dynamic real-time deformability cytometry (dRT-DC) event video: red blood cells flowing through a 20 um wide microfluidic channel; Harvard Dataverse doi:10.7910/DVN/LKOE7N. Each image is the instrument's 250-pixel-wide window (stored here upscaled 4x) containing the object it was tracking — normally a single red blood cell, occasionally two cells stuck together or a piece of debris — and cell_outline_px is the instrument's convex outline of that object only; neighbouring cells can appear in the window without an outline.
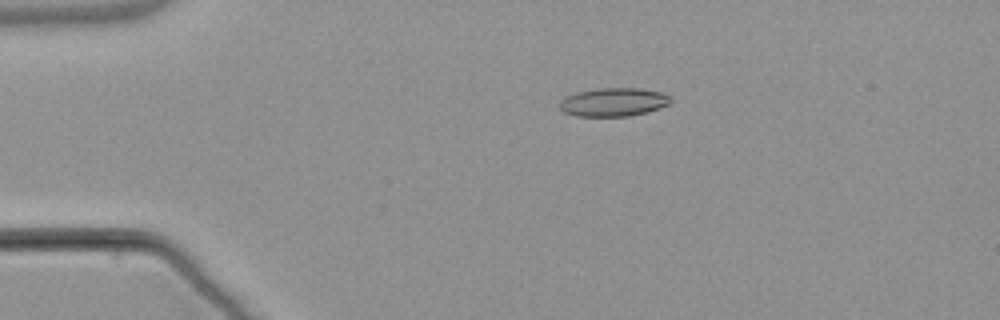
{"species": "common noctule bat (a hibernating species)", "species_latin": "Nyctalus noctula", "temperature_condition": "warm", "stored_images_in_passage": 55, "camera_frame_rate_fps": 3000, "um_per_image_px": 0.085, "animal": {"sex": "male", "body_mass_g": 21.5, "forearm_length_mm": 52.0}, "frame": {"image": 1, "passage_image": 12, "time_ms": 3.667, "image_size_px": [1000, 320], "cell_outline_px": [[672, 100], [668, 104], [660, 108], [628, 116], [576, 116], [564, 112], [560, 108], [560, 100], [564, 96], [576, 92], [596, 88], [636, 88], [660, 92], [668, 96]], "centroid_in_image_um": [52.09, 8.67], "position_along_channel_um": 32.9, "area_um2": 18.32}}
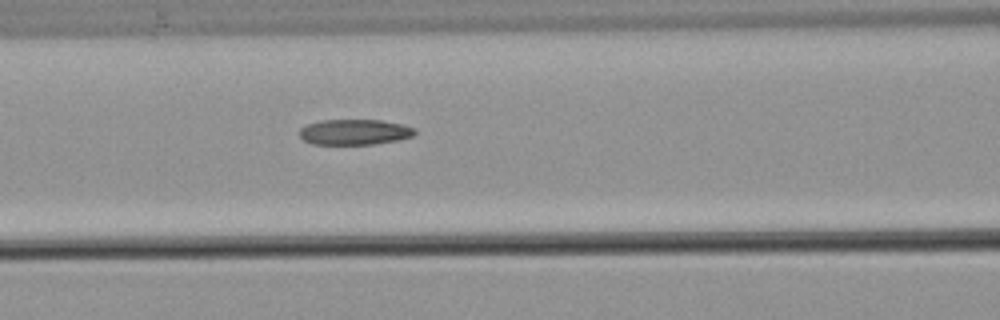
{"frame": {"image": 2, "passage_image": 24, "time_ms": 7.667, "image_size_px": [1000, 320], "cell_outline_px": [[416, 132], [412, 136], [400, 140], [372, 144], [312, 144], [304, 140], [300, 136], [300, 128], [308, 124], [320, 120], [380, 120], [400, 124], [416, 128]], "centroid_in_image_um": [30.14, 11.22], "position_along_channel_um": 136.5, "area_um2": 17.11}}
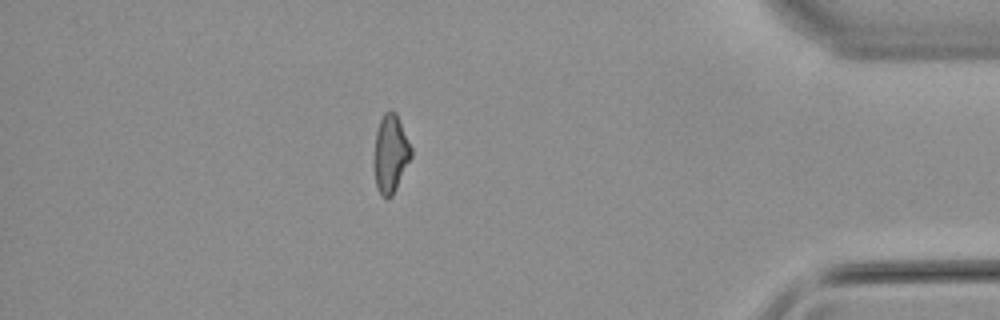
{"frame": {"image": 3, "passage_image": 48, "time_ms": 15.667, "image_size_px": [1000, 320], "cell_outline_px": [[412, 156], [392, 196], [380, 196], [376, 188], [376, 132], [380, 120], [384, 112], [388, 108], [392, 108], [396, 112], [412, 148]], "centroid_in_image_um": [33.23, 13.0], "position_along_channel_um": 402.0, "area_um2": 16.47}, "authors_computed_cell_mechanics": {"area_um2": 17.629, "velocity_mm_per_s": 3.8203, "shape_relaxation_time_tau1_ms": null, "shape_relaxation_time_tau2_ms": 4.8977, "deformation_change_tau1": null, "deformation_change_tau2": 0.1436}}